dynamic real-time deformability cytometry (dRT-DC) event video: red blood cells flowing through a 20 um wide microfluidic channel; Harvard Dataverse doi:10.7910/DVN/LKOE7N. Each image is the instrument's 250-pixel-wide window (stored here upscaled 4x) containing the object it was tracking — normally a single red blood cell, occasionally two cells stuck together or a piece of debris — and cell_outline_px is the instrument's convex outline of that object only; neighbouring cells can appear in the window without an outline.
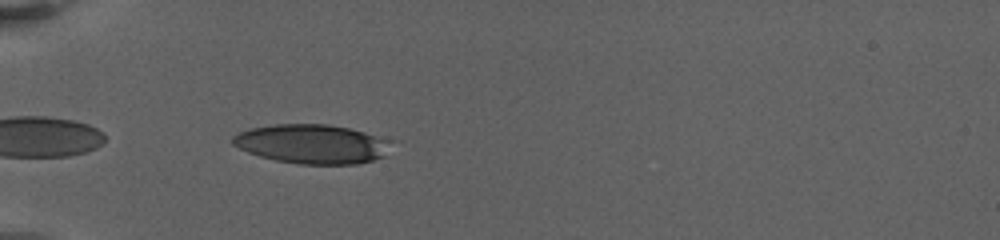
{"species": "human", "species_latin": "Homo sapiens", "temperature_condition": "warm", "stored_images_in_passage": 49, "camera_frame_rate_fps": 3000, "um_per_image_px": 0.085, "donor": {"sex": "female"}, "frame": {"image": 1, "passage_image": 2, "time_ms": 0.333, "image_size_px": [1000, 240], "cell_outline_px": [[384, 156], [372, 160], [356, 164], [300, 164], [276, 160], [260, 156], [248, 152], [232, 144], [232, 136], [240, 132], [252, 128], [276, 124], [328, 124], [348, 128], [364, 132], [380, 140]], "centroid_in_image_um": [26.34, 12.24], "position_along_channel_um": 58.7, "area_um2": 34.91}}
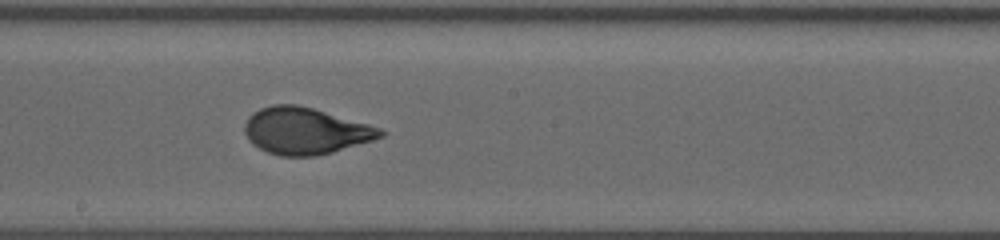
{"frame": {"image": 2, "passage_image": 21, "time_ms": 6.0, "image_size_px": [1000, 240], "cell_outline_px": [[384, 136], [372, 140], [332, 152], [316, 156], [280, 156], [268, 152], [252, 144], [244, 132], [244, 124], [248, 116], [252, 112], [260, 108], [272, 104], [296, 104], [312, 108], [368, 124], [380, 128], [384, 132]], "centroid_in_image_um": [25.91, 11.12], "position_along_channel_um": 222.3, "area_um2": 36.76}}
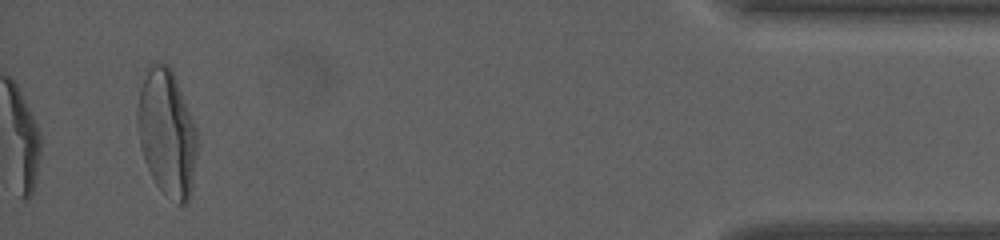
{"frame": {"image": 3, "passage_image": 49, "time_ms": 14.333, "image_size_px": [1000, 240], "cell_outline_px": [[196, 152], [192, 192], [188, 204], [176, 204], [156, 184], [144, 160], [140, 148], [136, 120], [136, 112], [140, 88], [144, 68], [152, 60], [156, 60], [168, 64], [172, 68], [196, 128]], "centroid_in_image_um": [14.15, 11.23], "position_along_channel_um": 421.0, "area_um2": 44.8}, "authors_computed_cell_mechanics": {"area_um2": 36.6452, "velocity_mm_per_s": 3.1329, "shape_relaxation_time_tau1_ms": 3.9935, "shape_relaxation_time_tau2_ms": null, "deformation_change_tau1": 0.2022, "deformation_change_tau2": null}}